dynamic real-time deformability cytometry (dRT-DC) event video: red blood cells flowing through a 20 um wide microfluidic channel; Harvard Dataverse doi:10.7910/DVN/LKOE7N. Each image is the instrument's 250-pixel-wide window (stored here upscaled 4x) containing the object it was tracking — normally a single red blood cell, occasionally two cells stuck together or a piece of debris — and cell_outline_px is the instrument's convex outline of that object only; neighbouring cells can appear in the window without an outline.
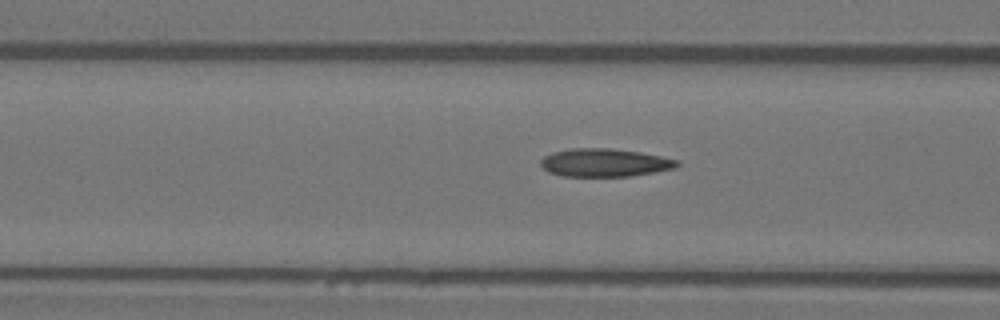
{"species": "Egyptian fruit bat (a non-hibernating species)", "species_latin": "Rousettus aegyptiacus", "temperature_condition": "warm", "stored_images_in_passage": 5, "camera_frame_rate_fps": 3000, "um_per_image_px": 0.085, "animal": {"sex": "female"}, "frame": {"image": 1, "passage_image": 5, "time_ms": 5.667, "image_size_px": [1000, 320], "cell_outline_px": [[680, 164], [676, 168], [656, 172], [628, 176], [564, 176], [548, 172], [540, 164], [540, 160], [544, 156], [552, 152], [568, 148], [612, 148], [640, 152], [680, 160]], "centroid_in_image_um": [51.4, 13.82], "position_along_channel_um": 115.2, "area_um2": 22.48}}